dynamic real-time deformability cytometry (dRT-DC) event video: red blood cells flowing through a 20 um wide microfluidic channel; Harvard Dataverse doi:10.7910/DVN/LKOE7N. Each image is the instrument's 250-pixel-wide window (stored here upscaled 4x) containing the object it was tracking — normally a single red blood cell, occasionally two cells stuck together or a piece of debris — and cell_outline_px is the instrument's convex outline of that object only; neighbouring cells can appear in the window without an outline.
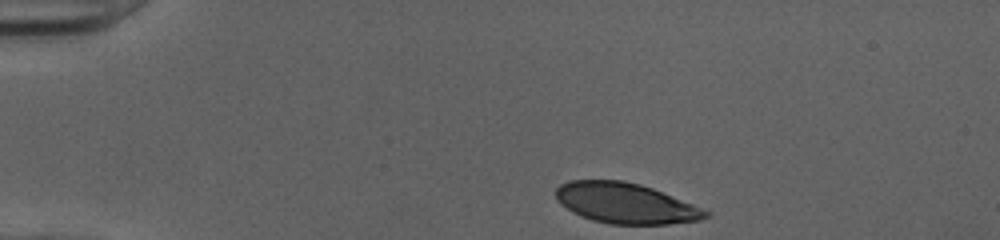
{"species": "human", "species_latin": "Homo sapiens", "temperature_condition": "cold", "stored_images_in_passage": 35, "camera_frame_rate_fps": 3000, "um_per_image_px": 0.085, "donor": {"sex": "female"}, "frame": {"image": 1, "passage_image": 1, "time_ms": 0.0, "image_size_px": [1000, 240], "cell_outline_px": [[712, 216], [700, 220], [668, 224], [608, 224], [592, 220], [580, 216], [572, 212], [560, 204], [556, 200], [556, 188], [560, 184], [568, 180], [624, 180], [640, 184], [652, 188], [712, 212]], "centroid_in_image_um": [53.16, 17.28], "position_along_channel_um": 31.8, "area_um2": 35.55}}
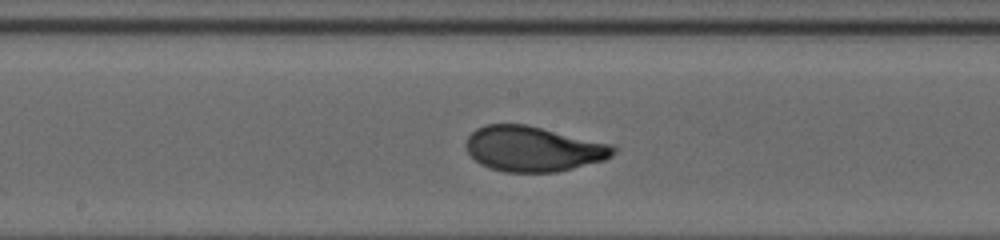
{"frame": {"image": 2, "passage_image": 19, "time_ms": 6.0, "image_size_px": [1000, 240], "cell_outline_px": [[620, 148], [612, 156], [604, 160], [556, 172], [504, 172], [488, 168], [480, 164], [468, 152], [464, 144], [468, 136], [476, 128], [484, 124], [528, 124], [612, 144]], "centroid_in_image_um": [45.33, 12.64], "position_along_channel_um": 202.9, "area_um2": 39.19}}
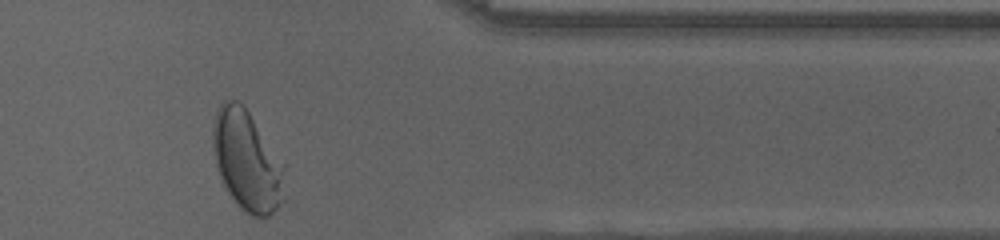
{"frame": {"image": 3, "passage_image": 34, "time_ms": 11.0, "image_size_px": [1000, 240], "cell_outline_px": [[284, 200], [268, 216], [252, 216], [240, 208], [228, 192], [220, 176], [216, 164], [212, 148], [212, 124], [216, 108], [224, 100], [236, 100], [248, 112], [284, 164]], "centroid_in_image_um": [20.97, 13.66], "position_along_channel_um": 390.4, "area_um2": 41.67}, "authors_computed_cell_mechanics": {"area_um2": 38.437, "velocity_mm_per_s": 4.0109, "shape_relaxation_time_tau1_ms": 4.109, "shape_relaxation_time_tau2_ms": null, "deformation_change_tau1": 0.1877, "deformation_change_tau2": null}}